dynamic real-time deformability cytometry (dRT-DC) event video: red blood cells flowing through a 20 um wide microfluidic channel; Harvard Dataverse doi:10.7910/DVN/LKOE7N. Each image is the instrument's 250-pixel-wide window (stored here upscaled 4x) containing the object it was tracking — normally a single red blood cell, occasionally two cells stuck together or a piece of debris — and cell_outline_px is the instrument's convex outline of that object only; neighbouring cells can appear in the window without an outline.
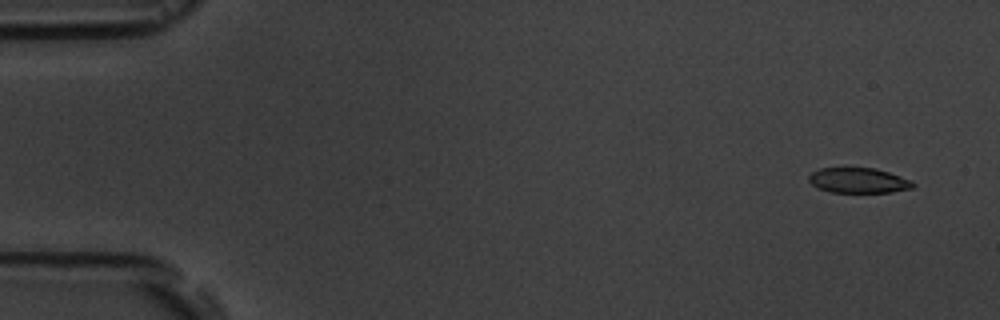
{"species": "common noctule bat (a hibernating species)", "species_latin": "Nyctalus noctula", "temperature_condition": "room temperature", "stored_images_in_passage": 6, "segment_of_instrument_passage": [1, 2], "camera_frame_rate_fps": 3000, "um_per_image_px": 0.085, "animal": {"sex": "male", "body_mass_g": 19.5, "forearm_length_mm": 54.6}, "frame": {"image": 1, "passage_image": 1, "time_ms": 0.0, "image_size_px": [1000, 320], "cell_outline_px": [[916, 184], [912, 188], [892, 192], [832, 192], [820, 188], [812, 184], [808, 180], [808, 176], [812, 172], [820, 168], [876, 168], [912, 180]], "centroid_in_image_um": [72.99, 15.33], "position_along_channel_um": 12.0, "area_um2": 15.2}}